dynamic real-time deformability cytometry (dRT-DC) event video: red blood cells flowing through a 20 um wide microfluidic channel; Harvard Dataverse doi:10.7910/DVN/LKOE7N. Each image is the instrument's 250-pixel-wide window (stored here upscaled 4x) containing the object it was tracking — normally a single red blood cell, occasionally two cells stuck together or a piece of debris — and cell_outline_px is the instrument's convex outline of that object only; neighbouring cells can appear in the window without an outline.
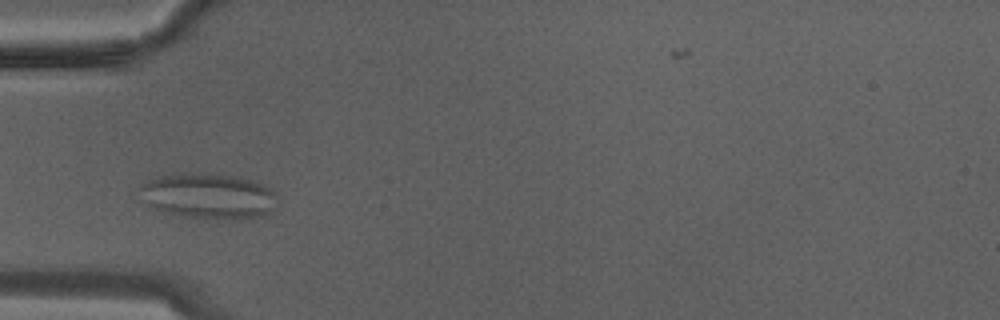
{"species": "Egyptian fruit bat (a non-hibernating species)", "species_latin": "Rousettus aegyptiacus", "temperature_condition": "warm", "stored_images_in_passage": 8, "camera_frame_rate_fps": 3000, "um_per_image_px": 0.085, "animal": {"sex": "male"}, "frame": {"image": 1, "passage_image": 1, "time_ms": 0.0, "image_size_px": [1000, 320], "cell_outline_px": [[276, 196], [272, 212], [264, 216], [244, 220], [232, 220], [184, 216], [164, 212], [152, 208], [140, 200], [136, 188], [140, 184], [156, 176], [232, 176], [256, 180], [264, 184], [276, 192]], "centroid_in_image_um": [17.72, 16.72], "position_along_channel_um": 67.3, "area_um2": 36.36}}
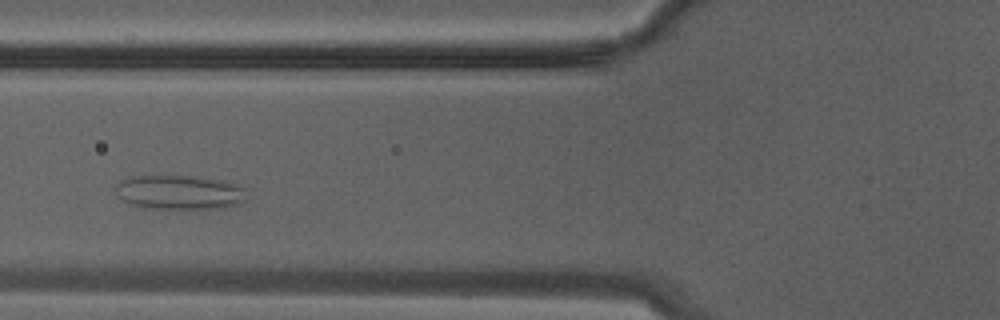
{"frame": {"image": 2, "passage_image": 3, "time_ms": 0.667, "image_size_px": [1000, 320], "cell_outline_px": [[244, 200], [240, 204], [224, 208], [144, 208], [132, 204], [124, 200], [120, 196], [116, 188], [116, 184], [120, 180], [132, 176], [196, 176], [220, 180], [236, 184], [244, 188]], "centroid_in_image_um": [15.26, 16.34], "position_along_channel_um": 110.5, "area_um2": 25.95}}